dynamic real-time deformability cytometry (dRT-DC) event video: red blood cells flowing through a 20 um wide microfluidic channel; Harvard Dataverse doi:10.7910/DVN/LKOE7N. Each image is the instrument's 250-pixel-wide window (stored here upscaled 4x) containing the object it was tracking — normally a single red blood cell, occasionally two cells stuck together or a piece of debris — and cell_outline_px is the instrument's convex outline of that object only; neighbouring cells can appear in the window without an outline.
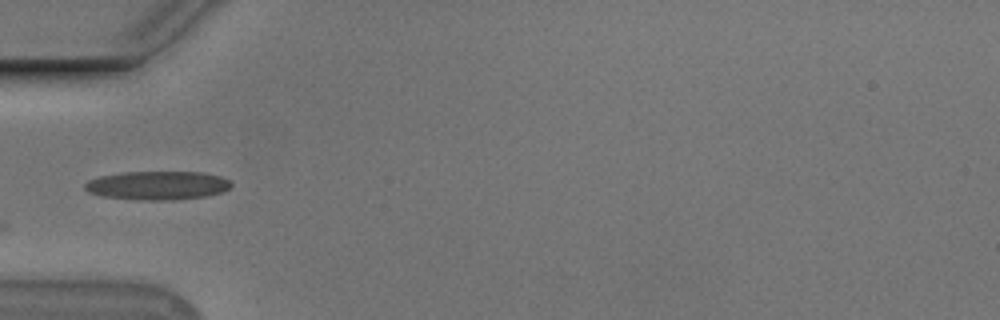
{"species": "Egyptian fruit bat (a non-hibernating species)", "species_latin": "Rousettus aegyptiacus", "temperature_condition": "cold", "stored_images_in_passage": 21, "camera_frame_rate_fps": 3000, "um_per_image_px": 0.085, "animal": {"sex": "male"}, "frame": {"image": 1, "passage_image": 1, "time_ms": 0.0, "image_size_px": [1000, 320], "cell_outline_px": [[232, 184], [228, 188], [220, 192], [208, 196], [172, 200], [140, 200], [104, 196], [88, 192], [84, 188], [84, 184], [88, 180], [100, 176], [124, 172], [200, 172], [220, 176], [228, 180]], "centroid_in_image_um": [13.37, 15.76], "position_along_channel_um": 71.6, "area_um2": 24.33}}
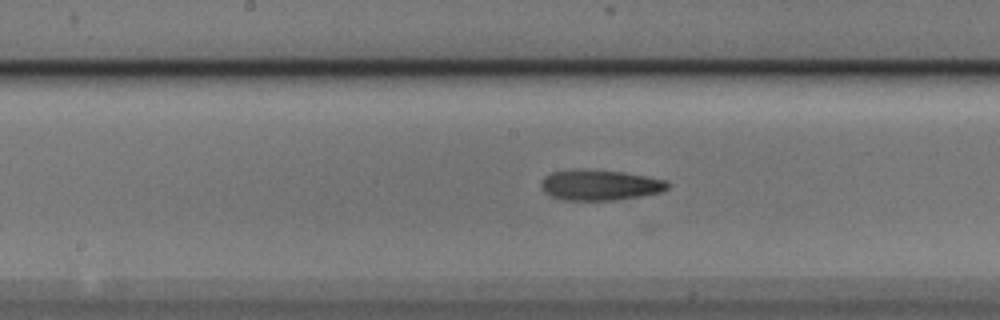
{"frame": {"image": 2, "passage_image": 11, "time_ms": 3.333, "image_size_px": [1000, 320], "cell_outline_px": [[668, 188], [660, 192], [640, 196], [616, 200], [564, 200], [552, 196], [544, 192], [540, 184], [544, 176], [552, 172], [572, 168], [580, 168], [620, 172], [644, 176], [664, 180], [668, 184]], "centroid_in_image_um": [50.92, 15.72], "position_along_channel_um": 197.3, "area_um2": 22.48}}
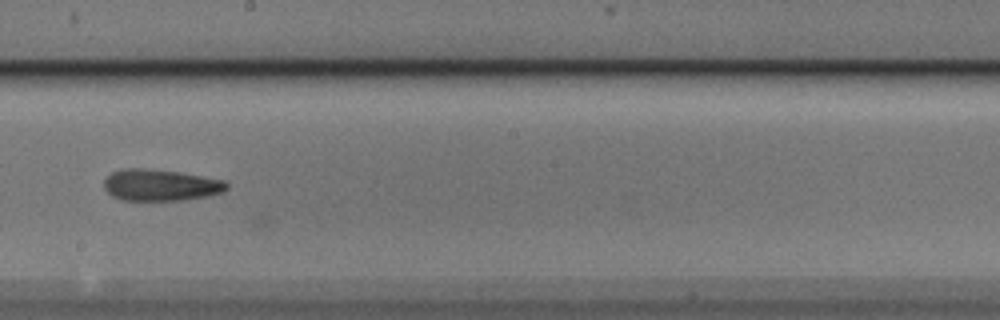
{"frame": {"image": 3, "passage_image": 14, "time_ms": 4.333, "image_size_px": [1000, 320], "cell_outline_px": [[228, 188], [220, 192], [208, 196], [184, 200], [120, 200], [112, 196], [104, 188], [104, 180], [112, 172], [124, 168], [144, 168], [180, 172], [224, 180], [228, 184]], "centroid_in_image_um": [13.63, 15.73], "position_along_channel_um": 234.6, "area_um2": 22.54}}